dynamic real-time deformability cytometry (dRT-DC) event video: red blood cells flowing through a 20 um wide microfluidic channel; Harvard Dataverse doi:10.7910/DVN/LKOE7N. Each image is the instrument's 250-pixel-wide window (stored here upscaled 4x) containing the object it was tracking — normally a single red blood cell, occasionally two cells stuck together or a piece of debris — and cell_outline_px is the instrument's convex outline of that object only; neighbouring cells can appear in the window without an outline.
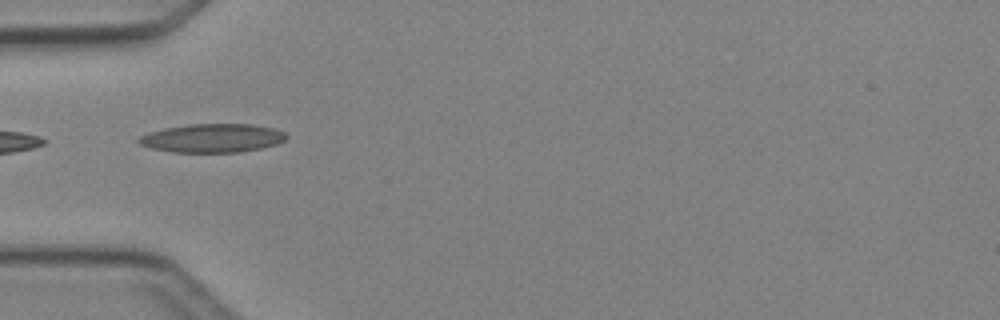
{"species": "Egyptian fruit bat (a non-hibernating species)", "species_latin": "Rousettus aegyptiacus", "temperature_condition": "cold", "stored_images_in_passage": 6, "camera_frame_rate_fps": 3000, "um_per_image_px": 0.085, "animal": {"sex": "female"}, "frame": {"image": 1, "passage_image": 5, "time_ms": 4.667, "image_size_px": [1000, 320], "cell_outline_px": [[288, 136], [284, 140], [276, 144], [260, 148], [240, 152], [172, 152], [152, 148], [140, 144], [136, 140], [140, 136], [148, 132], [164, 128], [188, 124], [252, 124], [272, 128], [284, 132]], "centroid_in_image_um": [18.03, 11.73], "position_along_channel_um": 67.0, "area_um2": 24.57}}
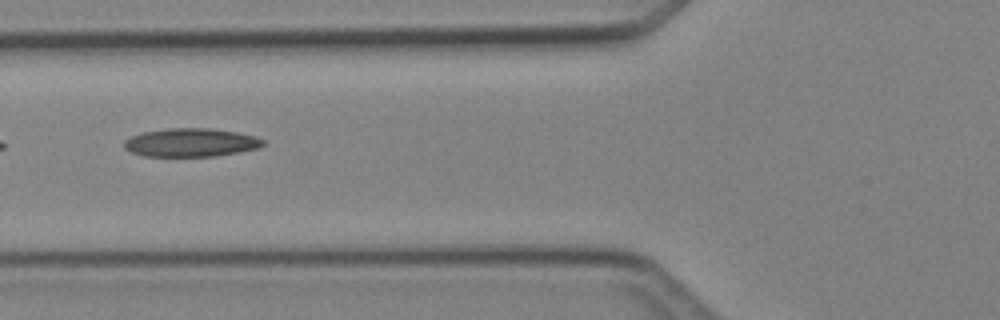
{"frame": {"image": 2, "passage_image": 6, "time_ms": 5.667, "image_size_px": [1000, 320], "cell_outline_px": [[264, 144], [260, 148], [240, 152], [216, 156], [144, 156], [132, 152], [124, 148], [124, 140], [132, 136], [144, 132], [168, 128], [208, 128], [236, 132], [256, 136], [264, 140]], "centroid_in_image_um": [16.25, 12.12], "position_along_channel_um": 109.5, "area_um2": 23.0}}